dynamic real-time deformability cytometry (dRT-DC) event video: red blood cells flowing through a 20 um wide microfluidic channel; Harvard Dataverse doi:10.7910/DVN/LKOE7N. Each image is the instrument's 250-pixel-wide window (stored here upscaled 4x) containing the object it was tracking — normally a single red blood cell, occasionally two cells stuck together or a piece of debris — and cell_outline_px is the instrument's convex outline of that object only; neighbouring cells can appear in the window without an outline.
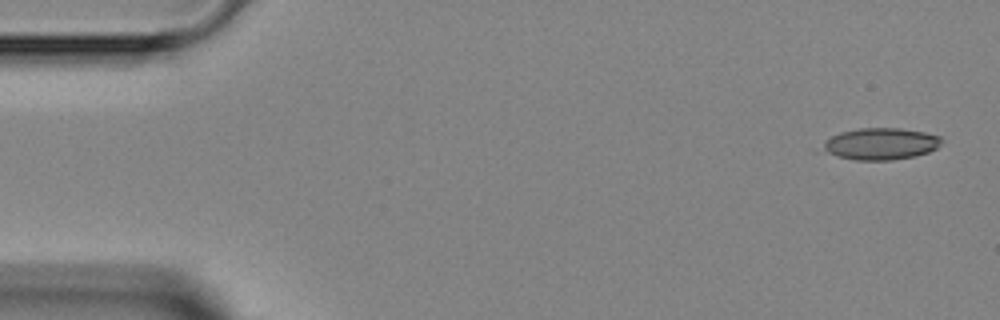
{"species": "Egyptian fruit bat (a non-hibernating species)", "species_latin": "Rousettus aegyptiacus", "temperature_condition": "room temperature", "stored_images_in_passage": 4, "camera_frame_rate_fps": 3000, "um_per_image_px": 0.085, "animal": {"sex": "female"}, "frame": {"image": 1, "passage_image": 1, "time_ms": 0.0, "image_size_px": [1000, 320], "cell_outline_px": [[940, 144], [936, 148], [928, 152], [916, 156], [892, 160], [856, 160], [836, 156], [828, 152], [824, 148], [824, 140], [840, 132], [860, 128], [900, 128], [924, 132], [940, 136]], "centroid_in_image_um": [74.87, 12.22], "position_along_channel_um": 10.1, "area_um2": 21.79}}
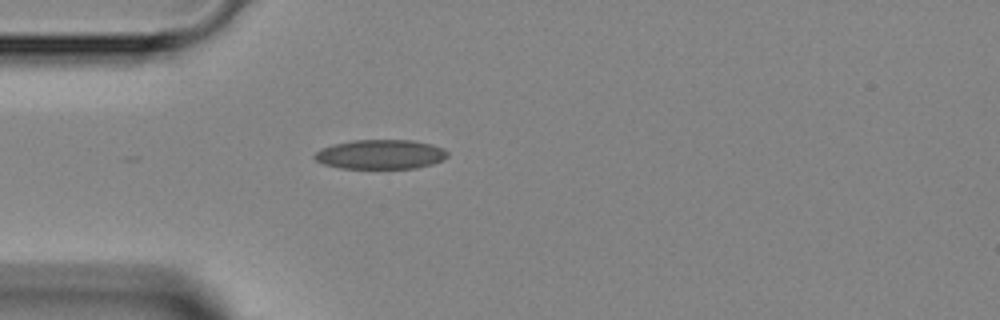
{"frame": {"image": 2, "passage_image": 4, "time_ms": 3.667, "image_size_px": [1000, 320], "cell_outline_px": [[448, 156], [444, 160], [432, 164], [416, 168], [340, 168], [324, 164], [316, 160], [312, 156], [320, 148], [332, 144], [352, 140], [412, 140], [432, 144], [444, 148], [448, 152]], "centroid_in_image_um": [32.35, 13.11], "position_along_channel_um": 52.6, "area_um2": 23.0}}